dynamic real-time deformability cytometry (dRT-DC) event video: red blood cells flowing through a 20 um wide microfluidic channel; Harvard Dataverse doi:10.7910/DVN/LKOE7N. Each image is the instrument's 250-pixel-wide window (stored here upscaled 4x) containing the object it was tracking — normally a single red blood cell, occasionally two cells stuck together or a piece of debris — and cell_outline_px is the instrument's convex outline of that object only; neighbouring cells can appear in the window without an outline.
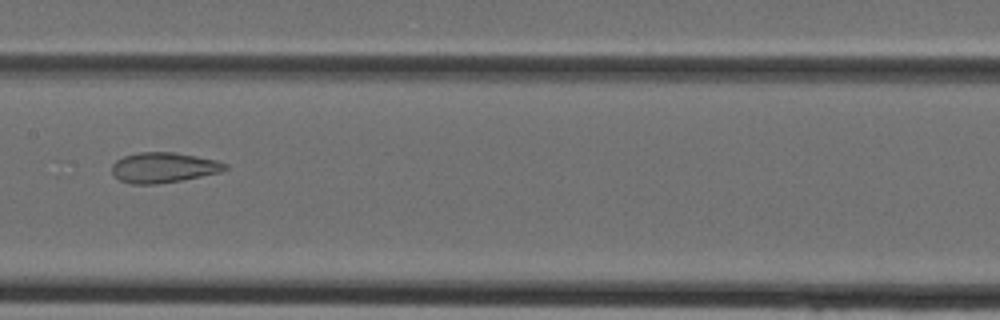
{"species": "Egyptian fruit bat (a non-hibernating species)", "species_latin": "Rousettus aegyptiacus", "temperature_condition": "cold", "stored_images_in_passage": 31, "camera_frame_rate_fps": 3000, "um_per_image_px": 0.085, "animal": {"sex": "female"}, "frame": {"image": 1, "passage_image": 12, "time_ms": 3.667, "image_size_px": [1000, 320], "cell_outline_px": [[228, 168], [220, 172], [180, 180], [156, 184], [132, 184], [120, 180], [112, 172], [112, 164], [116, 160], [124, 156], [136, 152], [172, 152], [196, 156], [216, 160], [228, 164]], "centroid_in_image_um": [13.89, 14.23], "position_along_channel_um": 193.5, "area_um2": 19.83}}
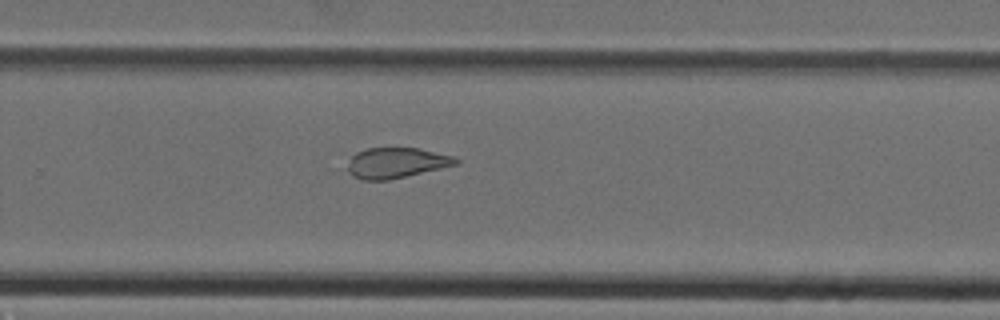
{"frame": {"image": 2, "passage_image": 18, "time_ms": 5.667, "image_size_px": [1000, 320], "cell_outline_px": [[460, 164], [388, 180], [360, 180], [352, 176], [348, 172], [348, 168], [352, 156], [356, 152], [368, 148], [420, 148], [456, 156], [460, 160]], "centroid_in_image_um": [33.74, 13.84], "position_along_channel_um": 296.1, "area_um2": 19.36}}
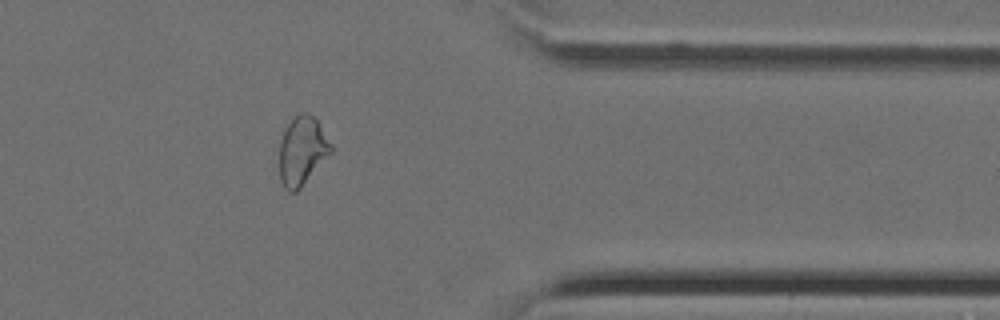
{"frame": {"image": 3, "passage_image": 24, "time_ms": 7.667, "image_size_px": [1000, 320], "cell_outline_px": [[332, 152], [300, 188], [296, 192], [288, 192], [284, 188], [280, 180], [280, 140], [288, 124], [300, 112], [308, 112], [316, 120], [332, 144]], "centroid_in_image_um": [25.68, 12.84], "position_along_channel_um": 385.7, "area_um2": 20.4}}